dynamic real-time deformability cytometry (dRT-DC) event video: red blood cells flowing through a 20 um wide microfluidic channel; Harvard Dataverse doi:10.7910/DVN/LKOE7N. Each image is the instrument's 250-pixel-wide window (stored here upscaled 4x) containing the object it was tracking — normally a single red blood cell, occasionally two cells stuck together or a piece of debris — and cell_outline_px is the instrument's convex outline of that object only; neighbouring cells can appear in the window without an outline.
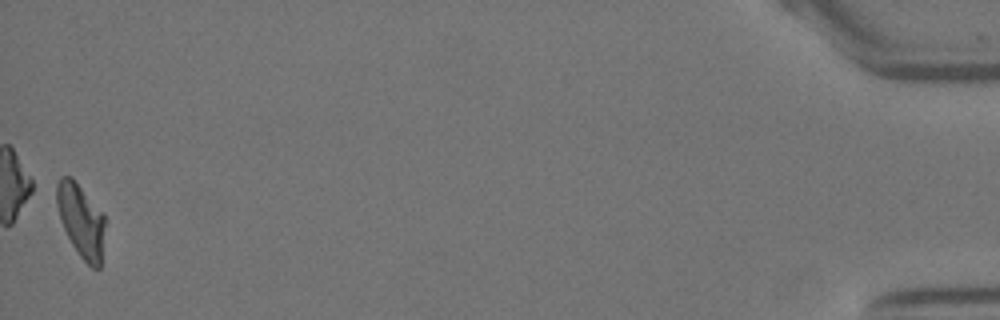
{"species": "Egyptian fruit bat (a non-hibernating species)", "species_latin": "Rousettus aegyptiacus", "temperature_condition": "warm", "stored_images_in_passage": 46, "camera_frame_rate_fps": 3000, "um_per_image_px": 0.085, "animal": {"sex": "female"}, "frame": {"image": 1, "passage_image": 46, "time_ms": 15.0, "image_size_px": [1000, 320], "cell_outline_px": [[104, 224], [100, 268], [92, 268], [80, 256], [72, 244], [60, 220], [56, 204], [56, 184], [60, 176], [72, 176], [104, 212]], "centroid_in_image_um": [6.87, 18.67], "position_along_channel_um": 428.3, "area_um2": 20.69}, "authors_computed_cell_mechanics": {"area_um2": 21.8773, "velocity_mm_per_s": 3.5112, "shape_relaxation_time_tau1_ms": 9.0799, "shape_relaxation_time_tau2_ms": 7.294, "deformation_change_tau1": 0.2465, "deformation_change_tau2": 0.1555}}